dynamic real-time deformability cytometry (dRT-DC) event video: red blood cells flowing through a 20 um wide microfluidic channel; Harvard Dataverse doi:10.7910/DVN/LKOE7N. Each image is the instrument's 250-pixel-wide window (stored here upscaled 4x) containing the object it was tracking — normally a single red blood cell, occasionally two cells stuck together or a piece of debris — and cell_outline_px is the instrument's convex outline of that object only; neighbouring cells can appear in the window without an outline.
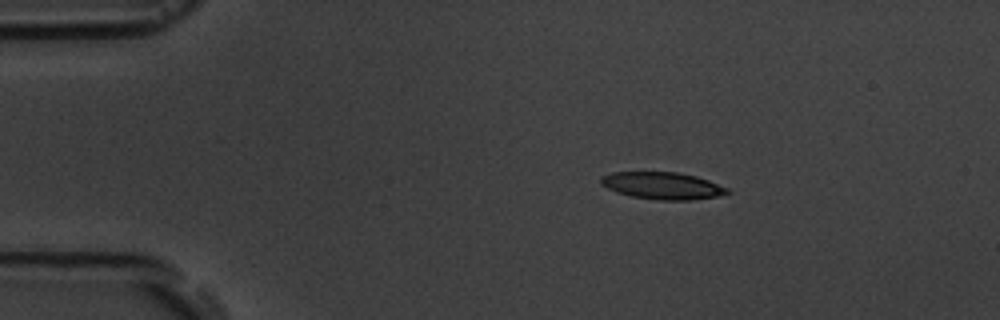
{"species": "common noctule bat (a hibernating species)", "species_latin": "Nyctalus noctula", "temperature_condition": "room temperature", "stored_images_in_passage": 4, "camera_frame_rate_fps": 3000, "um_per_image_px": 0.085, "animal": {"sex": "male", "body_mass_g": 19.5, "forearm_length_mm": 54.6}, "frame": {"image": 1, "passage_image": 2, "time_ms": 1.333, "image_size_px": [1000, 320], "cell_outline_px": [[732, 192], [716, 196], [692, 200], [656, 200], [632, 196], [616, 192], [600, 184], [600, 176], [612, 172], [676, 172], [696, 176], [708, 180], [728, 188]], "centroid_in_image_um": [56.29, 15.78], "position_along_channel_um": 28.7, "area_um2": 20.0}}